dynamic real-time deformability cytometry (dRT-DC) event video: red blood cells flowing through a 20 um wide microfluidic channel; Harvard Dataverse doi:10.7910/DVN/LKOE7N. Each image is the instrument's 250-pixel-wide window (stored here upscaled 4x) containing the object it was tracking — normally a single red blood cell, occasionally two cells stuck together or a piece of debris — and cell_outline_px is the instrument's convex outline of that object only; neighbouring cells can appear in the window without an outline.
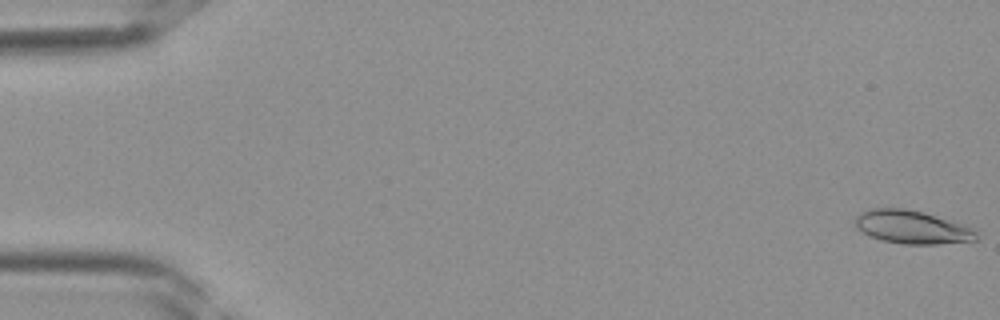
{"species": "Egyptian fruit bat (a non-hibernating species)", "species_latin": "Rousettus aegyptiacus", "temperature_condition": "room temperature", "stored_images_in_passage": 40, "camera_frame_rate_fps": 3000, "um_per_image_px": 0.085, "frame": {"image": 1, "passage_image": 1, "time_ms": 0.0, "image_size_px": [1000, 320], "cell_outline_px": [[976, 240], [940, 244], [904, 244], [880, 240], [868, 236], [856, 228], [856, 216], [860, 212], [872, 208], [904, 208], [968, 224], [976, 228]], "centroid_in_image_um": [77.54, 19.31], "position_along_channel_um": 7.5, "area_um2": 23.7}}
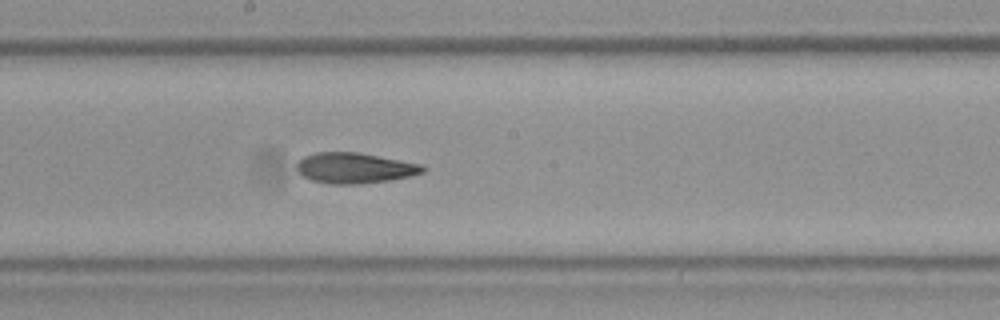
{"frame": {"image": 2, "passage_image": 22, "time_ms": 7.0, "image_size_px": [1000, 320], "cell_outline_px": [[428, 168], [424, 172], [408, 176], [388, 180], [356, 184], [328, 184], [312, 180], [300, 176], [296, 168], [296, 164], [304, 156], [316, 152], [356, 152], [424, 164]], "centroid_in_image_um": [30.13, 14.28], "position_along_channel_um": 218.1, "area_um2": 22.54}}
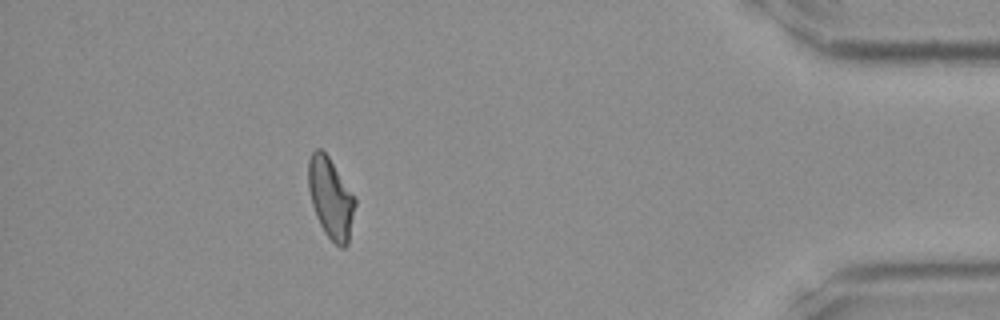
{"frame": {"image": 3, "passage_image": 36, "time_ms": 11.667, "image_size_px": [1000, 320], "cell_outline_px": [[356, 204], [348, 244], [344, 248], [340, 248], [324, 232], [316, 216], [312, 204], [308, 188], [308, 160], [312, 152], [316, 148], [320, 148], [328, 156], [356, 196]], "centroid_in_image_um": [28.12, 16.83], "position_along_channel_um": 407.1, "area_um2": 22.14}}